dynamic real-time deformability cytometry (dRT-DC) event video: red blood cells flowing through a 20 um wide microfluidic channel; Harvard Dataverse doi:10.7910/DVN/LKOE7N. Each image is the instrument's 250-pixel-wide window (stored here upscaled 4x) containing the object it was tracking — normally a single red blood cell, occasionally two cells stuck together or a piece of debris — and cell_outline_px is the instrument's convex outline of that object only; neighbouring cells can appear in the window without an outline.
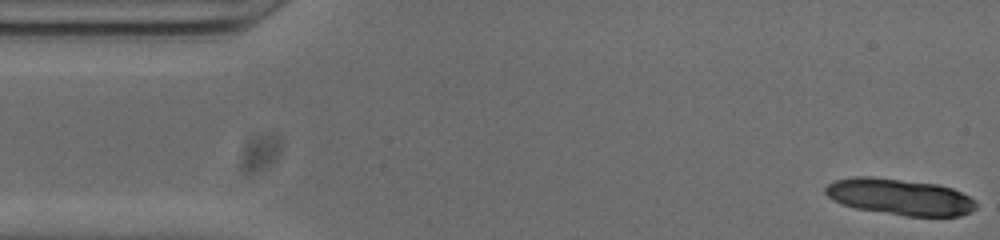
{"species": "common noctule bat (a hibernating species)", "species_latin": "Nyctalus noctula", "temperature_condition": "cold", "stored_images_in_passage": 53, "camera_frame_rate_fps": 3000, "um_per_image_px": 0.085, "animal": {"sex": "male", "body_mass_g": 20.0, "forearm_length_mm": 53.3}, "frame": {"image": 1, "passage_image": 1, "time_ms": 0.0, "image_size_px": [1000, 240], "cell_outline_px": [[976, 208], [972, 212], [960, 216], [904, 216], [856, 208], [840, 204], [832, 200], [824, 192], [824, 188], [828, 184], [836, 180], [856, 176], [872, 176], [936, 184], [952, 188], [976, 200]], "centroid_in_image_um": [76.47, 16.74], "position_along_channel_um": 8.5, "area_um2": 32.02}}
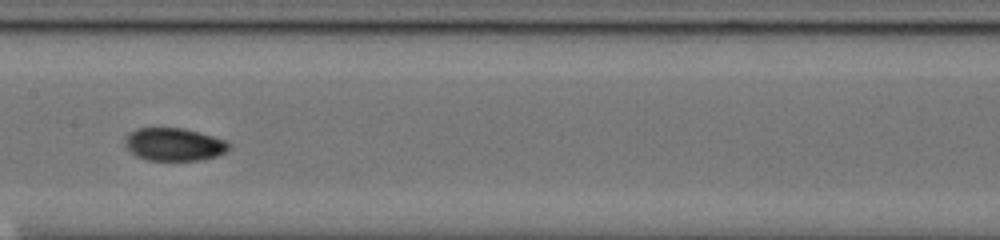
{"frame": {"image": 2, "passage_image": 25, "time_ms": 8.0, "image_size_px": [1000, 240], "cell_outline_px": [[232, 148], [216, 156], [200, 160], [148, 160], [136, 156], [124, 144], [124, 136], [128, 132], [136, 128], [184, 128], [228, 140], [232, 144]], "centroid_in_image_um": [14.81, 12.26], "position_along_channel_um": 192.6, "area_um2": 20.17}}
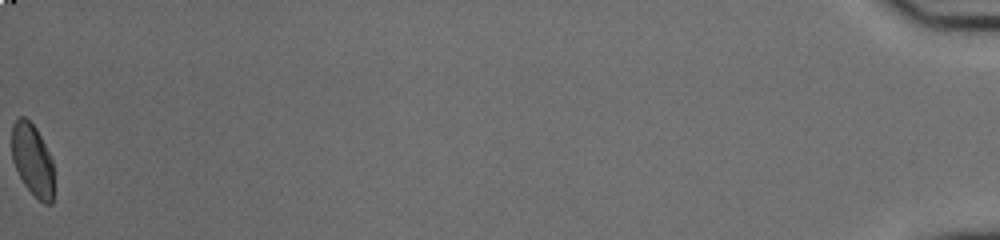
{"frame": {"image": 3, "passage_image": 53, "time_ms": 17.333, "image_size_px": [1000, 240], "cell_outline_px": [[52, 204], [44, 204], [24, 184], [12, 160], [12, 124], [20, 116], [24, 116], [36, 128], [52, 160]], "centroid_in_image_um": [2.74, 13.57], "position_along_channel_um": 432.5, "area_um2": 17.22}, "authors_computed_cell_mechanics": {"area_um2": 19.5942, "velocity_mm_per_s": 3.8051, "shape_relaxation_time_tau1_ms": 5.1176, "shape_relaxation_time_tau2_ms": 3.6486, "deformation_change_tau1": 0.1602, "deformation_change_tau2": 0.027}}